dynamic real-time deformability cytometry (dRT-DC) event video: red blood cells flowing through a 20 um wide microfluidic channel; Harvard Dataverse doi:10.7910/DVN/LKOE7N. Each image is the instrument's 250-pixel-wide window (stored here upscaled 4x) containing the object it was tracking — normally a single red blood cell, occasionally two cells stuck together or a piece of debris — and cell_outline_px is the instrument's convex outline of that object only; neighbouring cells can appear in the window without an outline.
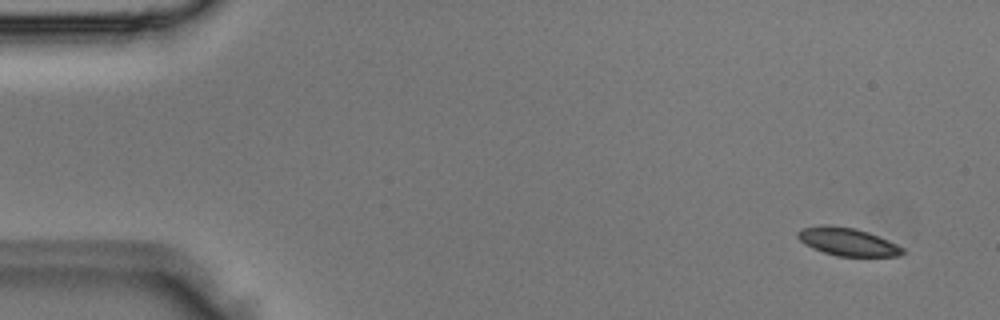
{"species": "Egyptian fruit bat (a non-hibernating species)", "species_latin": "Rousettus aegyptiacus", "temperature_condition": "room temperature", "stored_images_in_passage": 3, "camera_frame_rate_fps": 3000, "um_per_image_px": 0.085, "animal": {"sex": "male"}, "frame": {"image": 1, "passage_image": 1, "time_ms": 0.0, "image_size_px": [1000, 320], "cell_outline_px": [[904, 252], [900, 256], [836, 256], [812, 248], [804, 244], [796, 236], [796, 232], [800, 228], [820, 224], [828, 224], [856, 228], [868, 232], [888, 240], [904, 248]], "centroid_in_image_um": [71.99, 20.53], "position_along_channel_um": 13.0, "area_um2": 17.28}}